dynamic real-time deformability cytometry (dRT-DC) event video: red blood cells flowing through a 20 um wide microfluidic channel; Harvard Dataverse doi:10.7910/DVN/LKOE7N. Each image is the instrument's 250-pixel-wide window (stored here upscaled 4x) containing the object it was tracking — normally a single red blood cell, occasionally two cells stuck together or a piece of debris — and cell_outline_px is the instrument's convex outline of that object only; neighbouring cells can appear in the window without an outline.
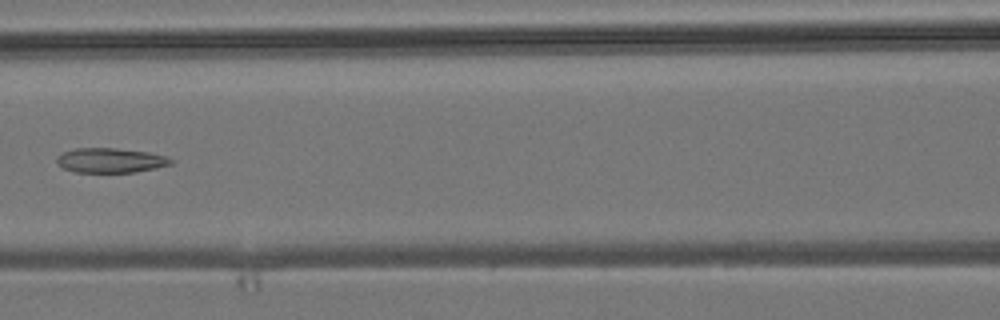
{"species": "common noctule bat (a hibernating species)", "species_latin": "Nyctalus noctula", "temperature_condition": "room temperature", "stored_images_in_passage": 6, "camera_frame_rate_fps": 3000, "um_per_image_px": 0.085, "animal": {"sex": "male", "body_mass_g": 19.2, "forearm_length_mm": 51.8}, "frame": {"image": 1, "passage_image": 6, "time_ms": 6.667, "image_size_px": [1000, 320], "cell_outline_px": [[176, 160], [172, 164], [156, 168], [136, 172], [76, 172], [64, 168], [56, 164], [56, 156], [64, 152], [76, 148], [116, 148], [148, 152], [164, 156]], "centroid_in_image_um": [9.4, 13.63], "position_along_channel_um": 157.2, "area_um2": 16.47}}